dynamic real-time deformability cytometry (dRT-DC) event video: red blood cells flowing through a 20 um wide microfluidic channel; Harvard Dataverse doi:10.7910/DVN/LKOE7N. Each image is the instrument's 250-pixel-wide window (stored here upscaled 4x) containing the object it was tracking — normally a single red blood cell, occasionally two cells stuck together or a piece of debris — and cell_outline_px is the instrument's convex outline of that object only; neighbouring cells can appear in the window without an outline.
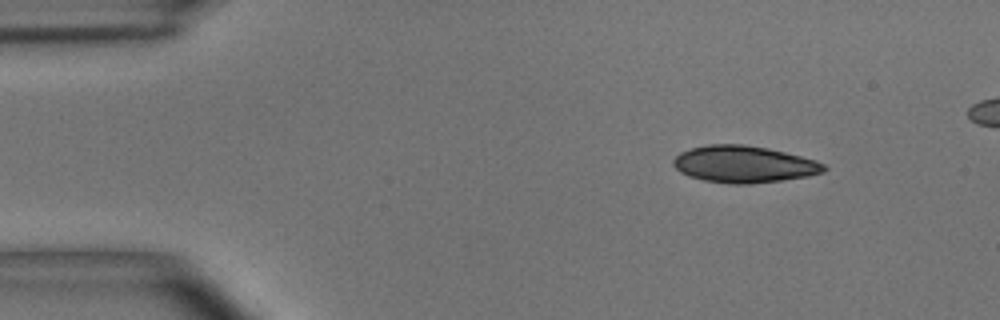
{"species": "common noctule bat (a hibernating species)", "species_latin": "Nyctalus noctula", "temperature_condition": "room temperature", "stored_images_in_passage": 4, "camera_frame_rate_fps": 3000, "um_per_image_px": 0.085, "animal": {"sex": "male", "body_mass_g": 15.6}, "frame": {"image": 1, "passage_image": 1, "time_ms": 0.0, "image_size_px": [1000, 320], "cell_outline_px": [[828, 168], [824, 172], [808, 176], [780, 180], [748, 184], [732, 184], [704, 180], [688, 176], [680, 172], [672, 164], [672, 160], [680, 152], [692, 148], [708, 144], [744, 144], [768, 148], [816, 160], [824, 164]], "centroid_in_image_um": [63.22, 13.96], "position_along_channel_um": 21.8, "area_um2": 32.31}}